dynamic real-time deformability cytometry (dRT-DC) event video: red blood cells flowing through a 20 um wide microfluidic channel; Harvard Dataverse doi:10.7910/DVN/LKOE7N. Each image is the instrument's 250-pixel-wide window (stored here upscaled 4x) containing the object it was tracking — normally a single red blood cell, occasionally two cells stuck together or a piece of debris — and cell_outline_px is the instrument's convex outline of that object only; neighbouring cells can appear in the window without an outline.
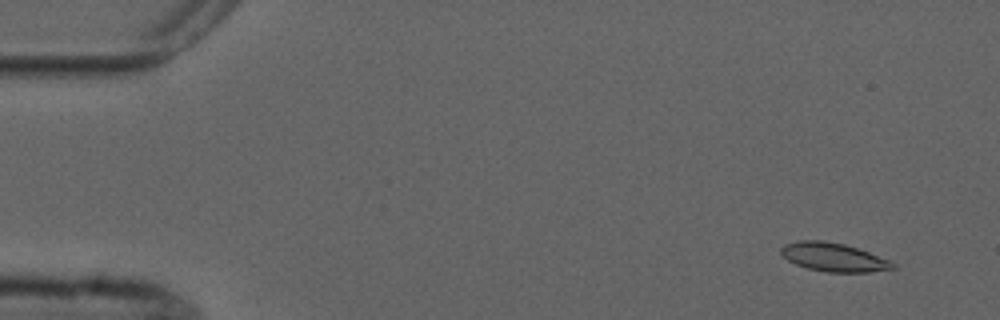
{"species": "common noctule bat (a hibernating species)", "species_latin": "Nyctalus noctula", "temperature_condition": "cold", "stored_images_in_passage": 5, "camera_frame_rate_fps": 3000, "um_per_image_px": 0.085, "animal": {"sex": "male", "forearm_length_mm": 52.5}, "frame": {"image": 1, "passage_image": 1, "time_ms": 0.0, "image_size_px": [1000, 320], "cell_outline_px": [[896, 268], [868, 272], [828, 272], [808, 268], [796, 264], [788, 260], [780, 252], [780, 248], [784, 244], [796, 240], [824, 240], [844, 244], [892, 260], [896, 264]], "centroid_in_image_um": [70.86, 21.85], "position_along_channel_um": 14.1, "area_um2": 18.67}}
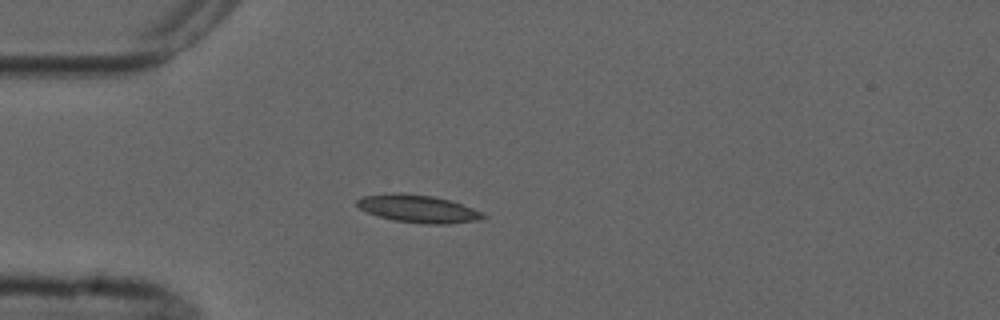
{"frame": {"image": 2, "passage_image": 4, "time_ms": 3.667, "image_size_px": [1000, 320], "cell_outline_px": [[488, 216], [480, 220], [448, 224], [424, 224], [392, 220], [376, 216], [360, 208], [356, 204], [356, 200], [364, 196], [396, 192], [400, 192], [432, 196], [448, 200], [484, 212]], "centroid_in_image_um": [35.55, 17.75], "position_along_channel_um": 49.5, "area_um2": 20.4}}